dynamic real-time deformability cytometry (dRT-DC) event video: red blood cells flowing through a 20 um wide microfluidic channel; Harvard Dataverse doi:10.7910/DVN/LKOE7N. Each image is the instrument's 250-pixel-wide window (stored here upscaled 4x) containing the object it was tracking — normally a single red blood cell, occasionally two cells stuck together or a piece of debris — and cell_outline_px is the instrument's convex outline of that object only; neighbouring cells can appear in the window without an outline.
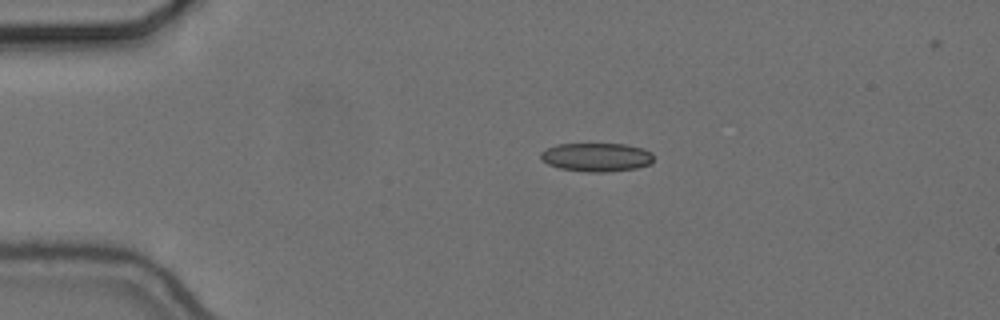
{"species": "common noctule bat (a hibernating species)", "species_latin": "Nyctalus noctula", "temperature_condition": "cold", "stored_images_in_passage": 10, "camera_frame_rate_fps": 3000, "um_per_image_px": 0.085, "animal": {"sex": "female", "body_mass_g": 24.6, "forearm_length_mm": 56.2}, "frame": {"image": 1, "passage_image": 4, "time_ms": 1.0, "image_size_px": [1000, 320], "cell_outline_px": [[652, 164], [636, 168], [604, 172], [588, 172], [560, 168], [548, 164], [540, 156], [540, 152], [556, 144], [624, 144], [644, 148], [652, 152]], "centroid_in_image_um": [50.73, 13.35], "position_along_channel_um": 34.3, "area_um2": 18.79}}